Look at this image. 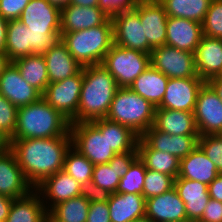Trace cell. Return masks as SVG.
<instances>
[{
    "instance_id": "9",
    "label": "cell",
    "mask_w": 222,
    "mask_h": 222,
    "mask_svg": "<svg viewBox=\"0 0 222 222\" xmlns=\"http://www.w3.org/2000/svg\"><path fill=\"white\" fill-rule=\"evenodd\" d=\"M150 65L168 78L199 77L194 53L162 45L152 49Z\"/></svg>"
},
{
    "instance_id": "4",
    "label": "cell",
    "mask_w": 222,
    "mask_h": 222,
    "mask_svg": "<svg viewBox=\"0 0 222 222\" xmlns=\"http://www.w3.org/2000/svg\"><path fill=\"white\" fill-rule=\"evenodd\" d=\"M19 20L30 29L33 54H44L61 40V11L47 0H30Z\"/></svg>"
},
{
    "instance_id": "30",
    "label": "cell",
    "mask_w": 222,
    "mask_h": 222,
    "mask_svg": "<svg viewBox=\"0 0 222 222\" xmlns=\"http://www.w3.org/2000/svg\"><path fill=\"white\" fill-rule=\"evenodd\" d=\"M48 212L34 189L23 198L14 199L5 222H46Z\"/></svg>"
},
{
    "instance_id": "11",
    "label": "cell",
    "mask_w": 222,
    "mask_h": 222,
    "mask_svg": "<svg viewBox=\"0 0 222 222\" xmlns=\"http://www.w3.org/2000/svg\"><path fill=\"white\" fill-rule=\"evenodd\" d=\"M82 82L83 69L67 79L49 83L42 97L71 121L78 112Z\"/></svg>"
},
{
    "instance_id": "53",
    "label": "cell",
    "mask_w": 222,
    "mask_h": 222,
    "mask_svg": "<svg viewBox=\"0 0 222 222\" xmlns=\"http://www.w3.org/2000/svg\"><path fill=\"white\" fill-rule=\"evenodd\" d=\"M69 4H73L76 6L90 7V6H97L98 0H69Z\"/></svg>"
},
{
    "instance_id": "33",
    "label": "cell",
    "mask_w": 222,
    "mask_h": 222,
    "mask_svg": "<svg viewBox=\"0 0 222 222\" xmlns=\"http://www.w3.org/2000/svg\"><path fill=\"white\" fill-rule=\"evenodd\" d=\"M13 63L19 69L22 78L42 94L49 84L46 60L43 54H31L18 58Z\"/></svg>"
},
{
    "instance_id": "49",
    "label": "cell",
    "mask_w": 222,
    "mask_h": 222,
    "mask_svg": "<svg viewBox=\"0 0 222 222\" xmlns=\"http://www.w3.org/2000/svg\"><path fill=\"white\" fill-rule=\"evenodd\" d=\"M14 199L0 195V222H5Z\"/></svg>"
},
{
    "instance_id": "3",
    "label": "cell",
    "mask_w": 222,
    "mask_h": 222,
    "mask_svg": "<svg viewBox=\"0 0 222 222\" xmlns=\"http://www.w3.org/2000/svg\"><path fill=\"white\" fill-rule=\"evenodd\" d=\"M69 131L70 121L41 97L18 107L16 129L11 140L65 136Z\"/></svg>"
},
{
    "instance_id": "22",
    "label": "cell",
    "mask_w": 222,
    "mask_h": 222,
    "mask_svg": "<svg viewBox=\"0 0 222 222\" xmlns=\"http://www.w3.org/2000/svg\"><path fill=\"white\" fill-rule=\"evenodd\" d=\"M138 157L137 151L116 154L107 164L94 165L92 181L100 188L115 193L122 178Z\"/></svg>"
},
{
    "instance_id": "50",
    "label": "cell",
    "mask_w": 222,
    "mask_h": 222,
    "mask_svg": "<svg viewBox=\"0 0 222 222\" xmlns=\"http://www.w3.org/2000/svg\"><path fill=\"white\" fill-rule=\"evenodd\" d=\"M8 20L0 15V52L5 53Z\"/></svg>"
},
{
    "instance_id": "36",
    "label": "cell",
    "mask_w": 222,
    "mask_h": 222,
    "mask_svg": "<svg viewBox=\"0 0 222 222\" xmlns=\"http://www.w3.org/2000/svg\"><path fill=\"white\" fill-rule=\"evenodd\" d=\"M90 202L83 196H77L55 205L48 215L55 222H86Z\"/></svg>"
},
{
    "instance_id": "26",
    "label": "cell",
    "mask_w": 222,
    "mask_h": 222,
    "mask_svg": "<svg viewBox=\"0 0 222 222\" xmlns=\"http://www.w3.org/2000/svg\"><path fill=\"white\" fill-rule=\"evenodd\" d=\"M153 127L170 135H199L193 112L156 107Z\"/></svg>"
},
{
    "instance_id": "2",
    "label": "cell",
    "mask_w": 222,
    "mask_h": 222,
    "mask_svg": "<svg viewBox=\"0 0 222 222\" xmlns=\"http://www.w3.org/2000/svg\"><path fill=\"white\" fill-rule=\"evenodd\" d=\"M118 88L114 77L102 64L84 66L78 112L70 123L106 118Z\"/></svg>"
},
{
    "instance_id": "41",
    "label": "cell",
    "mask_w": 222,
    "mask_h": 222,
    "mask_svg": "<svg viewBox=\"0 0 222 222\" xmlns=\"http://www.w3.org/2000/svg\"><path fill=\"white\" fill-rule=\"evenodd\" d=\"M198 146L222 173V134L199 136Z\"/></svg>"
},
{
    "instance_id": "55",
    "label": "cell",
    "mask_w": 222,
    "mask_h": 222,
    "mask_svg": "<svg viewBox=\"0 0 222 222\" xmlns=\"http://www.w3.org/2000/svg\"><path fill=\"white\" fill-rule=\"evenodd\" d=\"M52 6H55L60 11L64 9L68 4L69 0H47Z\"/></svg>"
},
{
    "instance_id": "8",
    "label": "cell",
    "mask_w": 222,
    "mask_h": 222,
    "mask_svg": "<svg viewBox=\"0 0 222 222\" xmlns=\"http://www.w3.org/2000/svg\"><path fill=\"white\" fill-rule=\"evenodd\" d=\"M72 146L92 164H107L116 153L108 141V131H100L92 122L70 123Z\"/></svg>"
},
{
    "instance_id": "35",
    "label": "cell",
    "mask_w": 222,
    "mask_h": 222,
    "mask_svg": "<svg viewBox=\"0 0 222 222\" xmlns=\"http://www.w3.org/2000/svg\"><path fill=\"white\" fill-rule=\"evenodd\" d=\"M169 17L202 23L212 0H159Z\"/></svg>"
},
{
    "instance_id": "39",
    "label": "cell",
    "mask_w": 222,
    "mask_h": 222,
    "mask_svg": "<svg viewBox=\"0 0 222 222\" xmlns=\"http://www.w3.org/2000/svg\"><path fill=\"white\" fill-rule=\"evenodd\" d=\"M174 178L165 173L146 169V176L143 186V196L149 199L163 194L174 187Z\"/></svg>"
},
{
    "instance_id": "42",
    "label": "cell",
    "mask_w": 222,
    "mask_h": 222,
    "mask_svg": "<svg viewBox=\"0 0 222 222\" xmlns=\"http://www.w3.org/2000/svg\"><path fill=\"white\" fill-rule=\"evenodd\" d=\"M18 107L0 94V130L10 138L14 136Z\"/></svg>"
},
{
    "instance_id": "10",
    "label": "cell",
    "mask_w": 222,
    "mask_h": 222,
    "mask_svg": "<svg viewBox=\"0 0 222 222\" xmlns=\"http://www.w3.org/2000/svg\"><path fill=\"white\" fill-rule=\"evenodd\" d=\"M113 23V43L123 48L150 54L152 47L144 37L140 21V1L134 10L126 11L111 18Z\"/></svg>"
},
{
    "instance_id": "54",
    "label": "cell",
    "mask_w": 222,
    "mask_h": 222,
    "mask_svg": "<svg viewBox=\"0 0 222 222\" xmlns=\"http://www.w3.org/2000/svg\"><path fill=\"white\" fill-rule=\"evenodd\" d=\"M11 61L9 60L6 53L0 52V76L3 74L5 68L9 65Z\"/></svg>"
},
{
    "instance_id": "31",
    "label": "cell",
    "mask_w": 222,
    "mask_h": 222,
    "mask_svg": "<svg viewBox=\"0 0 222 222\" xmlns=\"http://www.w3.org/2000/svg\"><path fill=\"white\" fill-rule=\"evenodd\" d=\"M100 131H108L110 148L116 154L137 151L139 136L130 128L106 118L91 121Z\"/></svg>"
},
{
    "instance_id": "23",
    "label": "cell",
    "mask_w": 222,
    "mask_h": 222,
    "mask_svg": "<svg viewBox=\"0 0 222 222\" xmlns=\"http://www.w3.org/2000/svg\"><path fill=\"white\" fill-rule=\"evenodd\" d=\"M174 188L184 201L187 221H199L204 213V208L210 200L208 185L177 177L174 180Z\"/></svg>"
},
{
    "instance_id": "15",
    "label": "cell",
    "mask_w": 222,
    "mask_h": 222,
    "mask_svg": "<svg viewBox=\"0 0 222 222\" xmlns=\"http://www.w3.org/2000/svg\"><path fill=\"white\" fill-rule=\"evenodd\" d=\"M0 94L16 107L36 102L42 93L29 85L23 78L17 66L10 62L0 76Z\"/></svg>"
},
{
    "instance_id": "13",
    "label": "cell",
    "mask_w": 222,
    "mask_h": 222,
    "mask_svg": "<svg viewBox=\"0 0 222 222\" xmlns=\"http://www.w3.org/2000/svg\"><path fill=\"white\" fill-rule=\"evenodd\" d=\"M204 83L200 77L169 78L157 108L194 112L198 92Z\"/></svg>"
},
{
    "instance_id": "14",
    "label": "cell",
    "mask_w": 222,
    "mask_h": 222,
    "mask_svg": "<svg viewBox=\"0 0 222 222\" xmlns=\"http://www.w3.org/2000/svg\"><path fill=\"white\" fill-rule=\"evenodd\" d=\"M35 190L40 194L47 212L55 205L81 195L80 183L63 169L47 177Z\"/></svg>"
},
{
    "instance_id": "6",
    "label": "cell",
    "mask_w": 222,
    "mask_h": 222,
    "mask_svg": "<svg viewBox=\"0 0 222 222\" xmlns=\"http://www.w3.org/2000/svg\"><path fill=\"white\" fill-rule=\"evenodd\" d=\"M155 107L128 87H119L106 119L130 128L139 137L153 126Z\"/></svg>"
},
{
    "instance_id": "28",
    "label": "cell",
    "mask_w": 222,
    "mask_h": 222,
    "mask_svg": "<svg viewBox=\"0 0 222 222\" xmlns=\"http://www.w3.org/2000/svg\"><path fill=\"white\" fill-rule=\"evenodd\" d=\"M218 174L215 164L197 146L188 156L180 160V170L177 177L209 185Z\"/></svg>"
},
{
    "instance_id": "20",
    "label": "cell",
    "mask_w": 222,
    "mask_h": 222,
    "mask_svg": "<svg viewBox=\"0 0 222 222\" xmlns=\"http://www.w3.org/2000/svg\"><path fill=\"white\" fill-rule=\"evenodd\" d=\"M166 33V45L191 53L195 52L203 36L201 23L169 16Z\"/></svg>"
},
{
    "instance_id": "51",
    "label": "cell",
    "mask_w": 222,
    "mask_h": 222,
    "mask_svg": "<svg viewBox=\"0 0 222 222\" xmlns=\"http://www.w3.org/2000/svg\"><path fill=\"white\" fill-rule=\"evenodd\" d=\"M11 138L0 130V155L5 154L11 150Z\"/></svg>"
},
{
    "instance_id": "17",
    "label": "cell",
    "mask_w": 222,
    "mask_h": 222,
    "mask_svg": "<svg viewBox=\"0 0 222 222\" xmlns=\"http://www.w3.org/2000/svg\"><path fill=\"white\" fill-rule=\"evenodd\" d=\"M168 15L159 0H140V21L148 44L154 49L165 45Z\"/></svg>"
},
{
    "instance_id": "57",
    "label": "cell",
    "mask_w": 222,
    "mask_h": 222,
    "mask_svg": "<svg viewBox=\"0 0 222 222\" xmlns=\"http://www.w3.org/2000/svg\"><path fill=\"white\" fill-rule=\"evenodd\" d=\"M47 221L48 222H55L49 215L47 216Z\"/></svg>"
},
{
    "instance_id": "24",
    "label": "cell",
    "mask_w": 222,
    "mask_h": 222,
    "mask_svg": "<svg viewBox=\"0 0 222 222\" xmlns=\"http://www.w3.org/2000/svg\"><path fill=\"white\" fill-rule=\"evenodd\" d=\"M109 18L98 6L68 4L61 10V33L96 27L104 24Z\"/></svg>"
},
{
    "instance_id": "27",
    "label": "cell",
    "mask_w": 222,
    "mask_h": 222,
    "mask_svg": "<svg viewBox=\"0 0 222 222\" xmlns=\"http://www.w3.org/2000/svg\"><path fill=\"white\" fill-rule=\"evenodd\" d=\"M146 199L141 194L111 193L108 200L111 222H132L145 216Z\"/></svg>"
},
{
    "instance_id": "21",
    "label": "cell",
    "mask_w": 222,
    "mask_h": 222,
    "mask_svg": "<svg viewBox=\"0 0 222 222\" xmlns=\"http://www.w3.org/2000/svg\"><path fill=\"white\" fill-rule=\"evenodd\" d=\"M197 75L207 82L222 71V39L202 36L194 52Z\"/></svg>"
},
{
    "instance_id": "16",
    "label": "cell",
    "mask_w": 222,
    "mask_h": 222,
    "mask_svg": "<svg viewBox=\"0 0 222 222\" xmlns=\"http://www.w3.org/2000/svg\"><path fill=\"white\" fill-rule=\"evenodd\" d=\"M145 215L154 222L187 221L184 201L175 188L146 199Z\"/></svg>"
},
{
    "instance_id": "38",
    "label": "cell",
    "mask_w": 222,
    "mask_h": 222,
    "mask_svg": "<svg viewBox=\"0 0 222 222\" xmlns=\"http://www.w3.org/2000/svg\"><path fill=\"white\" fill-rule=\"evenodd\" d=\"M146 167L137 157L129 166L127 173L120 178L116 193H133L143 195Z\"/></svg>"
},
{
    "instance_id": "40",
    "label": "cell",
    "mask_w": 222,
    "mask_h": 222,
    "mask_svg": "<svg viewBox=\"0 0 222 222\" xmlns=\"http://www.w3.org/2000/svg\"><path fill=\"white\" fill-rule=\"evenodd\" d=\"M201 24L204 36L222 39V0H212Z\"/></svg>"
},
{
    "instance_id": "7",
    "label": "cell",
    "mask_w": 222,
    "mask_h": 222,
    "mask_svg": "<svg viewBox=\"0 0 222 222\" xmlns=\"http://www.w3.org/2000/svg\"><path fill=\"white\" fill-rule=\"evenodd\" d=\"M119 87H130L150 65V54L123 48L113 43L101 63Z\"/></svg>"
},
{
    "instance_id": "37",
    "label": "cell",
    "mask_w": 222,
    "mask_h": 222,
    "mask_svg": "<svg viewBox=\"0 0 222 222\" xmlns=\"http://www.w3.org/2000/svg\"><path fill=\"white\" fill-rule=\"evenodd\" d=\"M93 169L94 164L71 145L64 158L63 170L78 181L80 185H84L92 181Z\"/></svg>"
},
{
    "instance_id": "5",
    "label": "cell",
    "mask_w": 222,
    "mask_h": 222,
    "mask_svg": "<svg viewBox=\"0 0 222 222\" xmlns=\"http://www.w3.org/2000/svg\"><path fill=\"white\" fill-rule=\"evenodd\" d=\"M61 40L83 67L101 64L113 45L112 20L109 18L104 24L86 30L61 33Z\"/></svg>"
},
{
    "instance_id": "12",
    "label": "cell",
    "mask_w": 222,
    "mask_h": 222,
    "mask_svg": "<svg viewBox=\"0 0 222 222\" xmlns=\"http://www.w3.org/2000/svg\"><path fill=\"white\" fill-rule=\"evenodd\" d=\"M193 113L199 136L222 134V101L207 82L198 92Z\"/></svg>"
},
{
    "instance_id": "34",
    "label": "cell",
    "mask_w": 222,
    "mask_h": 222,
    "mask_svg": "<svg viewBox=\"0 0 222 222\" xmlns=\"http://www.w3.org/2000/svg\"><path fill=\"white\" fill-rule=\"evenodd\" d=\"M30 29L26 27L19 19L9 20L7 24V35L5 44V53L9 60H14L33 54L29 48Z\"/></svg>"
},
{
    "instance_id": "18",
    "label": "cell",
    "mask_w": 222,
    "mask_h": 222,
    "mask_svg": "<svg viewBox=\"0 0 222 222\" xmlns=\"http://www.w3.org/2000/svg\"><path fill=\"white\" fill-rule=\"evenodd\" d=\"M140 138L151 149L168 152L181 160L198 146L199 135H170L152 126Z\"/></svg>"
},
{
    "instance_id": "46",
    "label": "cell",
    "mask_w": 222,
    "mask_h": 222,
    "mask_svg": "<svg viewBox=\"0 0 222 222\" xmlns=\"http://www.w3.org/2000/svg\"><path fill=\"white\" fill-rule=\"evenodd\" d=\"M108 202L90 203L86 222H111Z\"/></svg>"
},
{
    "instance_id": "29",
    "label": "cell",
    "mask_w": 222,
    "mask_h": 222,
    "mask_svg": "<svg viewBox=\"0 0 222 222\" xmlns=\"http://www.w3.org/2000/svg\"><path fill=\"white\" fill-rule=\"evenodd\" d=\"M169 78L149 65L130 85V89L155 108L161 104Z\"/></svg>"
},
{
    "instance_id": "52",
    "label": "cell",
    "mask_w": 222,
    "mask_h": 222,
    "mask_svg": "<svg viewBox=\"0 0 222 222\" xmlns=\"http://www.w3.org/2000/svg\"><path fill=\"white\" fill-rule=\"evenodd\" d=\"M207 83L214 89L218 97L222 101V78L217 76L209 79Z\"/></svg>"
},
{
    "instance_id": "48",
    "label": "cell",
    "mask_w": 222,
    "mask_h": 222,
    "mask_svg": "<svg viewBox=\"0 0 222 222\" xmlns=\"http://www.w3.org/2000/svg\"><path fill=\"white\" fill-rule=\"evenodd\" d=\"M208 193L210 199L222 202V173H219L218 176L208 185Z\"/></svg>"
},
{
    "instance_id": "1",
    "label": "cell",
    "mask_w": 222,
    "mask_h": 222,
    "mask_svg": "<svg viewBox=\"0 0 222 222\" xmlns=\"http://www.w3.org/2000/svg\"><path fill=\"white\" fill-rule=\"evenodd\" d=\"M18 165L27 182L35 189L47 177L64 167V158L72 145L70 131L65 136L11 140Z\"/></svg>"
},
{
    "instance_id": "25",
    "label": "cell",
    "mask_w": 222,
    "mask_h": 222,
    "mask_svg": "<svg viewBox=\"0 0 222 222\" xmlns=\"http://www.w3.org/2000/svg\"><path fill=\"white\" fill-rule=\"evenodd\" d=\"M43 56L46 60L49 83L67 79L83 69L62 40L58 41Z\"/></svg>"
},
{
    "instance_id": "47",
    "label": "cell",
    "mask_w": 222,
    "mask_h": 222,
    "mask_svg": "<svg viewBox=\"0 0 222 222\" xmlns=\"http://www.w3.org/2000/svg\"><path fill=\"white\" fill-rule=\"evenodd\" d=\"M199 222H222V202L210 199Z\"/></svg>"
},
{
    "instance_id": "56",
    "label": "cell",
    "mask_w": 222,
    "mask_h": 222,
    "mask_svg": "<svg viewBox=\"0 0 222 222\" xmlns=\"http://www.w3.org/2000/svg\"><path fill=\"white\" fill-rule=\"evenodd\" d=\"M132 222H154V221L145 215L143 217L137 218L136 220H133Z\"/></svg>"
},
{
    "instance_id": "43",
    "label": "cell",
    "mask_w": 222,
    "mask_h": 222,
    "mask_svg": "<svg viewBox=\"0 0 222 222\" xmlns=\"http://www.w3.org/2000/svg\"><path fill=\"white\" fill-rule=\"evenodd\" d=\"M140 0H98V7L110 18L134 10Z\"/></svg>"
},
{
    "instance_id": "45",
    "label": "cell",
    "mask_w": 222,
    "mask_h": 222,
    "mask_svg": "<svg viewBox=\"0 0 222 222\" xmlns=\"http://www.w3.org/2000/svg\"><path fill=\"white\" fill-rule=\"evenodd\" d=\"M81 196L85 197L90 203L108 202L111 193L97 186L93 181L81 185Z\"/></svg>"
},
{
    "instance_id": "19",
    "label": "cell",
    "mask_w": 222,
    "mask_h": 222,
    "mask_svg": "<svg viewBox=\"0 0 222 222\" xmlns=\"http://www.w3.org/2000/svg\"><path fill=\"white\" fill-rule=\"evenodd\" d=\"M34 188L27 182L12 150L0 155V195L12 199L27 196Z\"/></svg>"
},
{
    "instance_id": "32",
    "label": "cell",
    "mask_w": 222,
    "mask_h": 222,
    "mask_svg": "<svg viewBox=\"0 0 222 222\" xmlns=\"http://www.w3.org/2000/svg\"><path fill=\"white\" fill-rule=\"evenodd\" d=\"M137 152L146 169L165 173L174 179L179 175L180 159L168 152L151 149L140 137L137 142Z\"/></svg>"
},
{
    "instance_id": "44",
    "label": "cell",
    "mask_w": 222,
    "mask_h": 222,
    "mask_svg": "<svg viewBox=\"0 0 222 222\" xmlns=\"http://www.w3.org/2000/svg\"><path fill=\"white\" fill-rule=\"evenodd\" d=\"M30 0H0V15L6 20H16Z\"/></svg>"
}]
</instances>
